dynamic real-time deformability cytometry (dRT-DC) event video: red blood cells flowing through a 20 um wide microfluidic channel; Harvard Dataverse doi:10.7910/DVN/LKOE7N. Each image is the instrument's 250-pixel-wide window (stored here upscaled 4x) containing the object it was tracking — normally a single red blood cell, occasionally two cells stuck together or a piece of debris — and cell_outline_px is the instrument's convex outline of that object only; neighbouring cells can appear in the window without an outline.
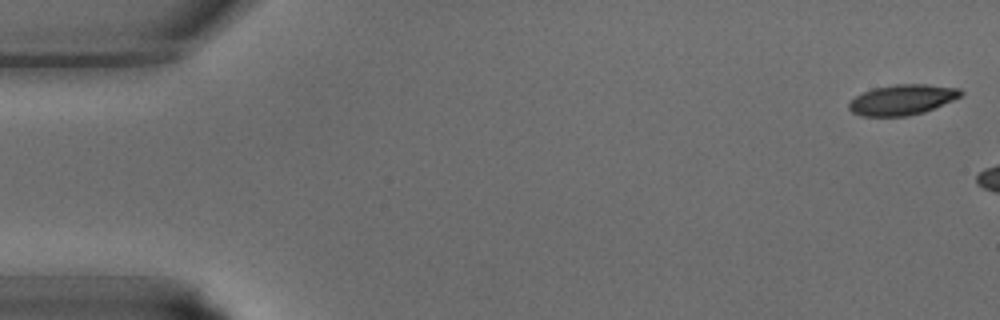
{"species": "common noctule bat (a hibernating species)", "species_latin": "Nyctalus noctula", "temperature_condition": "warm", "stored_images_in_passage": 3, "camera_frame_rate_fps": 3000, "um_per_image_px": 0.085, "animal": {"sex": "male", "body_mass_g": 15.6}, "frame": {"image": 1, "passage_image": 1, "time_ms": 0.0, "image_size_px": [1000, 320], "cell_outline_px": [[964, 92], [960, 96], [952, 100], [924, 112], [908, 116], [860, 116], [852, 112], [848, 108], [848, 104], [856, 96], [864, 92], [876, 88], [896, 84], [928, 84], [960, 88]], "centroid_in_image_um": [76.7, 8.48], "position_along_channel_um": 8.3, "area_um2": 19.65}}